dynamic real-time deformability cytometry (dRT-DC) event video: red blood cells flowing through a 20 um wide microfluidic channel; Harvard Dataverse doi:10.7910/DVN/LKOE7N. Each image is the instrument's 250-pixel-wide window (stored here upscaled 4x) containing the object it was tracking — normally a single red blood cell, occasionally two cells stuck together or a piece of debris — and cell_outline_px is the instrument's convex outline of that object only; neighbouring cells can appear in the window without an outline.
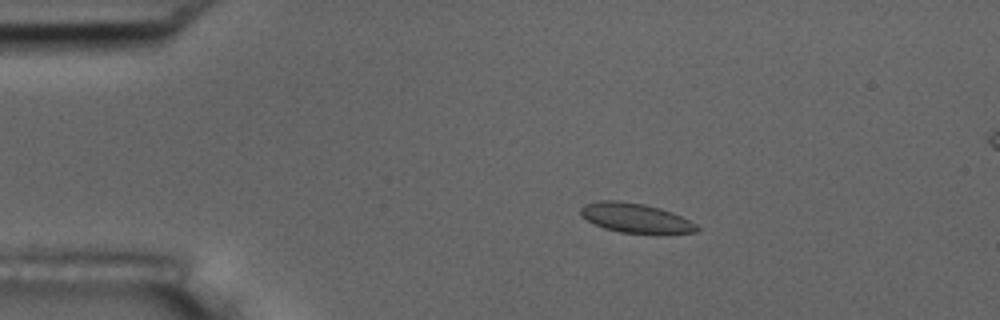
{"species": "common noctule bat (a hibernating species)", "species_latin": "Nyctalus noctula", "temperature_condition": "room temperature", "stored_images_in_passage": 6, "segment_of_instrument_passage": [1, 2], "camera_frame_rate_fps": 3000, "um_per_image_px": 0.085, "animal": {"sex": "male", "body_mass_g": 17.5, "forearm_length_mm": 52.3}, "frame": {"image": 1, "passage_image": 3, "time_ms": 3.333, "image_size_px": [1000, 320], "cell_outline_px": [[700, 228], [696, 232], [620, 232], [604, 228], [580, 216], [580, 208], [584, 204], [596, 200], [620, 200], [644, 204], [660, 208], [672, 212], [696, 224]], "centroid_in_image_um": [53.94, 18.49], "position_along_channel_um": 31.1, "area_um2": 19.59}}